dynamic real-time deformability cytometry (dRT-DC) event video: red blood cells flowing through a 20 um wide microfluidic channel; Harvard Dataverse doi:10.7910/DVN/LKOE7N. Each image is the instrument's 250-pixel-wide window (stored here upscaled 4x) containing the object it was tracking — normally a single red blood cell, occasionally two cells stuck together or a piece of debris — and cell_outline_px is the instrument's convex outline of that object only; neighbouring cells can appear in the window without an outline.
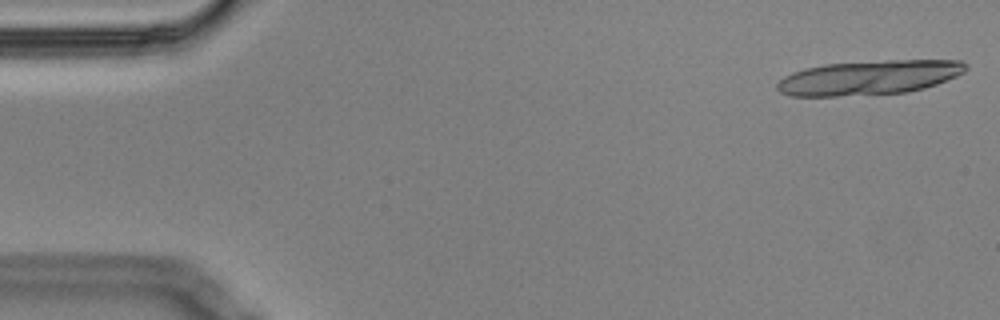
{"species": "Egyptian fruit bat (a non-hibernating species)", "species_latin": "Rousettus aegyptiacus", "temperature_condition": "cold", "stored_images_in_passage": 18, "camera_frame_rate_fps": 3000, "um_per_image_px": 0.085, "animal": {"sex": "male"}, "frame": {"image": 1, "passage_image": 1, "time_ms": 0.0, "image_size_px": [1000, 320], "cell_outline_px": [[968, 68], [964, 72], [956, 76], [936, 84], [924, 88], [908, 92], [836, 96], [792, 96], [780, 92], [776, 88], [776, 84], [784, 76], [792, 72], [804, 68], [824, 64], [888, 60], [960, 60], [968, 64]], "centroid_in_image_um": [73.86, 6.58], "position_along_channel_um": 11.1, "area_um2": 37.92}}